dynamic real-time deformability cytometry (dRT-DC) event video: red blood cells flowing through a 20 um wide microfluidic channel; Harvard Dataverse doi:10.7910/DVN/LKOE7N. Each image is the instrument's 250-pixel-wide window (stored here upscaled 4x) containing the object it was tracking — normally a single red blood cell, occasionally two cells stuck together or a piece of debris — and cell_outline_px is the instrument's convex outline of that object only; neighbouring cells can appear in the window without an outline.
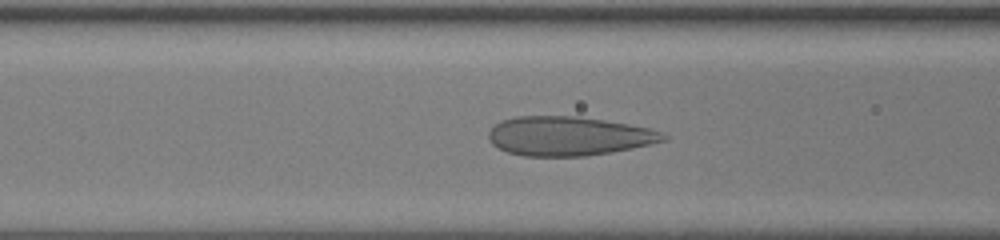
{"species": "human", "species_latin": "Homo sapiens", "temperature_condition": "room temperature", "stored_images_in_passage": 40, "camera_frame_rate_fps": 3000, "um_per_image_px": 0.085, "donor": {"sex": "female"}, "frame": {"image": 1, "passage_image": 11, "time_ms": 3.333, "image_size_px": [1000, 240], "cell_outline_px": [[668, 140], [632, 148], [612, 152], [588, 156], [524, 156], [508, 152], [492, 144], [488, 136], [488, 132], [500, 120], [516, 116], [576, 116], [604, 120], [628, 124], [648, 128], [664, 132], [668, 136]], "centroid_in_image_um": [48.35, 11.56], "position_along_channel_um": 118.3, "area_um2": 39.94}}
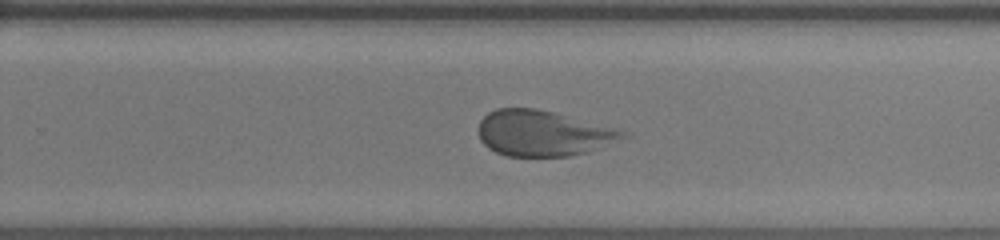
{"frame": {"image": 2, "passage_image": 23, "time_ms": 7.333, "image_size_px": [1000, 240], "cell_outline_px": [[632, 136], [588, 152], [572, 156], [504, 156], [488, 148], [480, 140], [476, 128], [480, 120], [488, 112], [496, 108], [536, 108], [552, 112], [612, 128], [624, 132]], "centroid_in_image_um": [46.09, 11.34], "position_along_channel_um": 283.7, "area_um2": 38.38}}
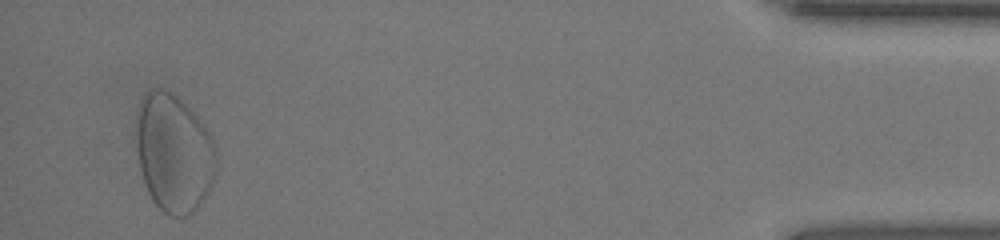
{"frame": {"image": 3, "passage_image": 38, "time_ms": 12.333, "image_size_px": [1000, 240], "cell_outline_px": [[216, 172], [212, 184], [208, 192], [200, 204], [192, 212], [184, 216], [168, 216], [152, 200], [144, 184], [140, 168], [136, 144], [136, 112], [140, 100], [144, 92], [148, 88], [160, 88], [176, 96], [196, 116], [208, 132], [212, 140], [216, 152]], "centroid_in_image_um": [14.74, 13.01], "position_along_channel_um": 420.5, "area_um2": 55.2}}